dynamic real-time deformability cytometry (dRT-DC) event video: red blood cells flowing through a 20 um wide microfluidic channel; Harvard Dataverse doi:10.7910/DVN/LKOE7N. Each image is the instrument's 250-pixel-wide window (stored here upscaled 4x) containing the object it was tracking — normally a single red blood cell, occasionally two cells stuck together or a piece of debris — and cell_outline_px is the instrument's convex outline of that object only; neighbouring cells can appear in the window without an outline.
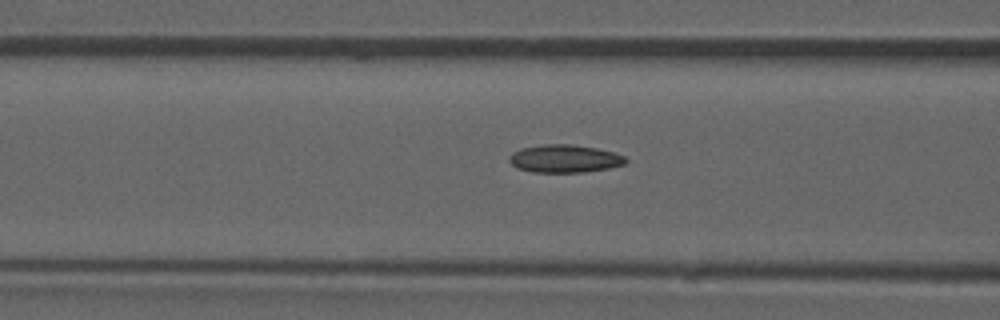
{"species": "common noctule bat (a hibernating species)", "species_latin": "Nyctalus noctula", "temperature_condition": "room temperature", "stored_images_in_passage": 45, "camera_frame_rate_fps": 3000, "um_per_image_px": 0.085, "animal": {"sex": "male", "forearm_length_mm": 52.5}, "frame": {"image": 1, "passage_image": 14, "time_ms": 4.333, "image_size_px": [1000, 320], "cell_outline_px": [[628, 160], [624, 164], [608, 168], [584, 172], [532, 172], [516, 168], [508, 160], [508, 156], [512, 152], [520, 148], [544, 144], [572, 144], [596, 148], [612, 152], [624, 156]], "centroid_in_image_um": [47.94, 13.48], "position_along_channel_um": 118.7, "area_um2": 18.96}, "authors_computed_cell_mechanics": {"area_um2": 18.3226, "velocity_mm_per_s": 3.9292, "shape_relaxation_time_tau1_ms": null, "shape_relaxation_time_tau2_ms": 3.5712, "deformation_change_tau1": null, "deformation_change_tau2": 0.1018}}